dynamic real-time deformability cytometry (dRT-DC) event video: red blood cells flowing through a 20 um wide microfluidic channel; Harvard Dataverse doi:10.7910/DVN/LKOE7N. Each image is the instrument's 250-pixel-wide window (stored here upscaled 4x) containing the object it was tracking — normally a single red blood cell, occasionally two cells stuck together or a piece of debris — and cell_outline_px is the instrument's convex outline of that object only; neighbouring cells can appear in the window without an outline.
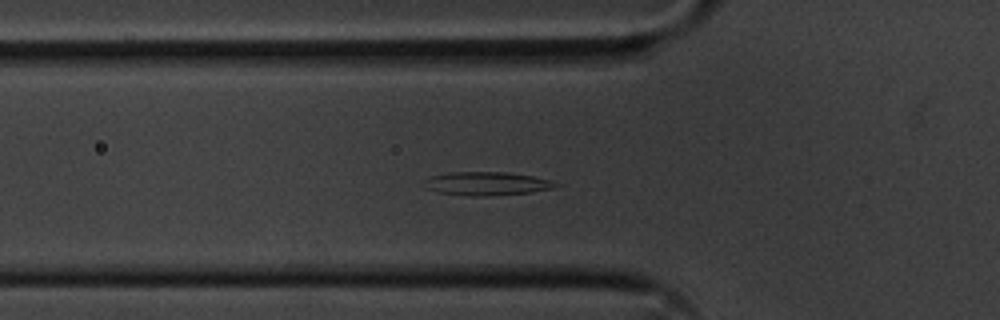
{"species": "common noctule bat (a hibernating species)", "species_latin": "Nyctalus noctula", "temperature_condition": "cold", "stored_images_in_passage": 39, "camera_frame_rate_fps": 3000, "um_per_image_px": 0.085, "animal": {"sex": "male", "body_mass_g": 20.1, "forearm_length_mm": 53.5}, "frame": {"image": 1, "passage_image": 2, "time_ms": 0.333, "image_size_px": [1000, 320], "cell_outline_px": [[560, 184], [552, 188], [532, 192], [484, 196], [468, 196], [436, 192], [424, 188], [420, 184], [420, 180], [428, 176], [448, 172], [508, 172], [532, 176], [548, 180]], "centroid_in_image_um": [41.21, 15.6], "position_along_channel_um": 84.6, "area_um2": 18.32}}
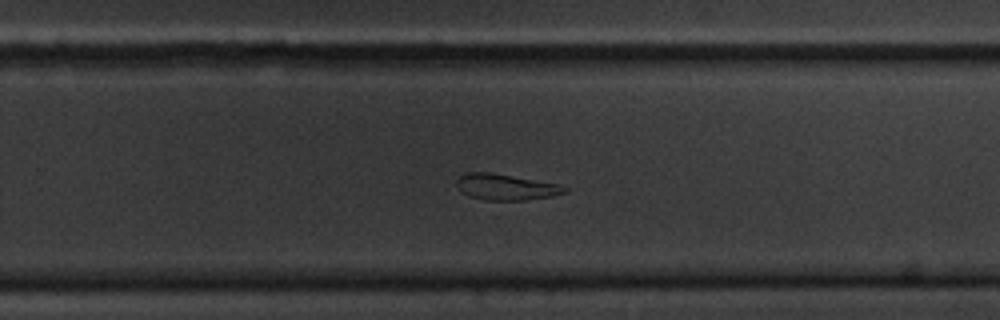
{"frame": {"image": 2, "passage_image": 19, "time_ms": 6.0, "image_size_px": [1000, 320], "cell_outline_px": [[568, 192], [552, 196], [524, 200], [484, 200], [468, 196], [456, 184], [456, 180], [460, 176], [468, 172], [488, 172], [560, 184], [568, 188]], "centroid_in_image_um": [43.02, 15.9], "position_along_channel_um": 286.8, "area_um2": 16.24}}
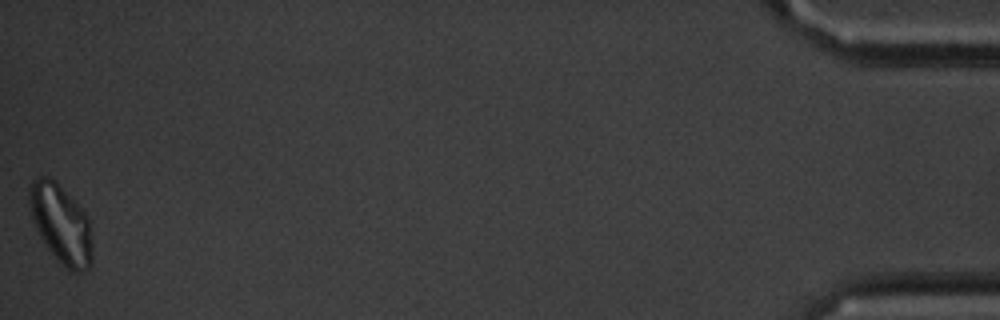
{"frame": {"image": 3, "passage_image": 39, "time_ms": 12.667, "image_size_px": [1000, 320], "cell_outline_px": [[92, 264], [84, 272], [68, 272], [64, 268], [44, 244], [32, 220], [28, 204], [28, 188], [32, 180], [36, 176], [48, 176], [84, 212], [88, 220], [92, 244]], "centroid_in_image_um": [5.15, 19.09], "position_along_channel_um": 430.1, "area_um2": 28.84}}